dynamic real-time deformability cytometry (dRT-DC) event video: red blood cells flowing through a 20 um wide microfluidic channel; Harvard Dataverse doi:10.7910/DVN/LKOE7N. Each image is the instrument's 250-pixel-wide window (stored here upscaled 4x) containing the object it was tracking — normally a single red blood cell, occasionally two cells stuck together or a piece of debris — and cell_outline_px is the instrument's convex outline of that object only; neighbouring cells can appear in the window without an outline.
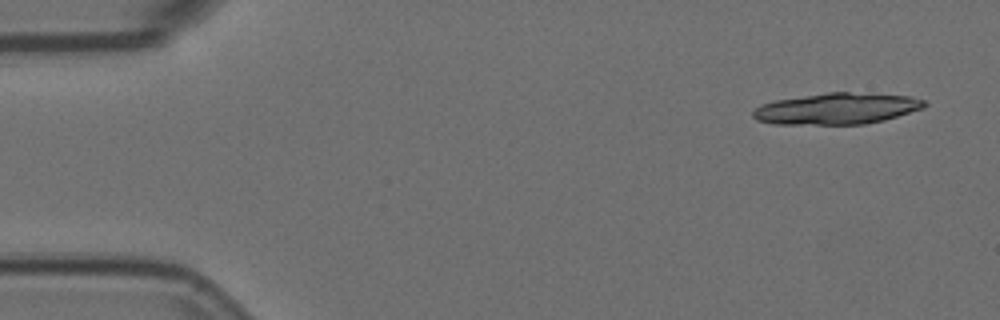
{"species": "Egyptian fruit bat (a non-hibernating species)", "species_latin": "Rousettus aegyptiacus", "temperature_condition": "room temperature", "stored_images_in_passage": 6, "camera_frame_rate_fps": 3000, "um_per_image_px": 0.085, "animal": {"sex": "female"}, "frame": {"image": 1, "passage_image": 1, "time_ms": 0.0, "image_size_px": [1000, 320], "cell_outline_px": [[928, 104], [924, 108], [884, 120], [864, 124], [772, 124], [756, 120], [752, 116], [752, 112], [760, 104], [776, 100], [828, 92], [848, 92], [912, 96], [924, 100]], "centroid_in_image_um": [71.13, 9.23], "position_along_channel_um": 13.9, "area_um2": 31.27}}
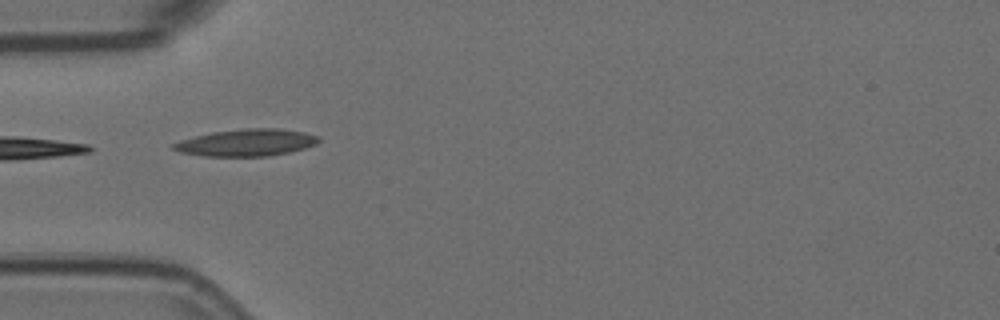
{"frame": {"image": 2, "passage_image": 5, "time_ms": 1.333, "image_size_px": [1000, 320], "cell_outline_px": [[320, 140], [316, 144], [304, 148], [288, 152], [268, 156], [204, 156], [180, 152], [172, 148], [172, 144], [180, 140], [212, 132], [244, 128], [280, 128], [304, 132], [320, 136]], "centroid_in_image_um": [20.97, 12.11], "position_along_channel_um": 64.0, "area_um2": 22.83}}
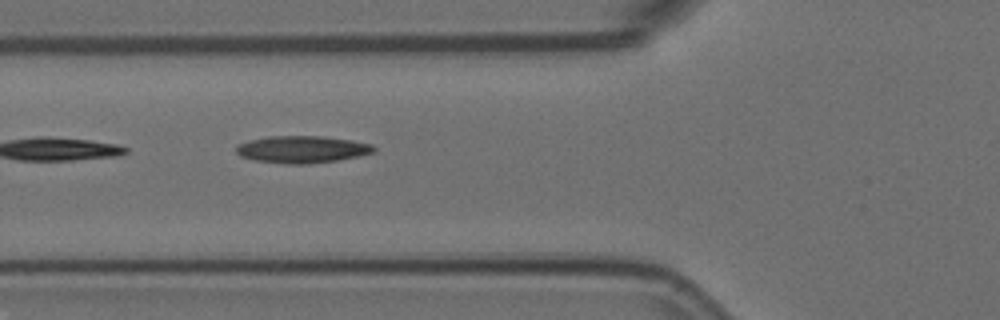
{"frame": {"image": 3, "passage_image": 6, "time_ms": 1.667, "image_size_px": [1000, 320], "cell_outline_px": [[376, 152], [360, 156], [336, 160], [308, 164], [288, 164], [256, 160], [240, 156], [236, 152], [236, 148], [240, 144], [252, 140], [268, 136], [320, 136], [352, 140], [372, 144], [376, 148]], "centroid_in_image_um": [25.73, 12.7], "position_along_channel_um": 100.1, "area_um2": 21.62}}